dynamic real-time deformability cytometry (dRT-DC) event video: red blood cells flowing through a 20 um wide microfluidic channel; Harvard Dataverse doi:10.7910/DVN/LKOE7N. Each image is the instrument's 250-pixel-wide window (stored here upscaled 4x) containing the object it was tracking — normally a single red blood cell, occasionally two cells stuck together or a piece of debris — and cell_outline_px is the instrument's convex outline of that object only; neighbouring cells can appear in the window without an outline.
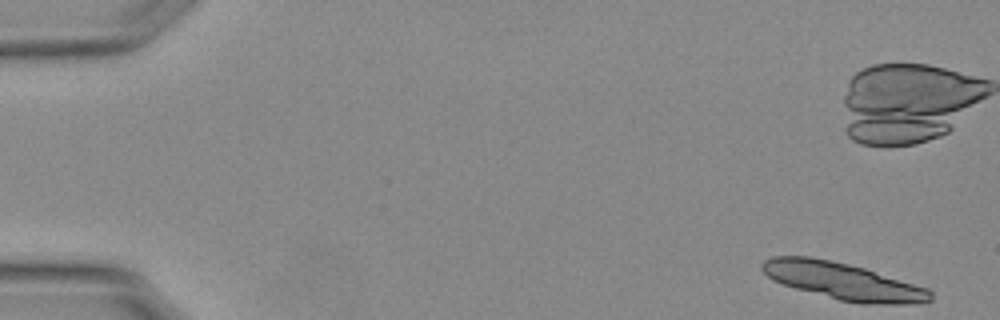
{"species": "Egyptian fruit bat (a non-hibernating species)", "species_latin": "Rousettus aegyptiacus", "temperature_condition": "warm", "stored_images_in_passage": 15, "camera_frame_rate_fps": 3000, "um_per_image_px": 0.085, "animal": {"sex": "female"}, "frame": {"image": 1, "passage_image": 1, "time_ms": 0.0, "image_size_px": [1000, 320], "cell_outline_px": [[932, 300], [908, 304], [860, 304], [840, 300], [796, 288], [772, 280], [760, 268], [760, 264], [764, 260], [772, 256], [812, 256], [848, 264], [864, 268], [928, 288], [932, 292]], "centroid_in_image_um": [71.64, 23.89], "position_along_channel_um": 13.4, "area_um2": 36.13}}